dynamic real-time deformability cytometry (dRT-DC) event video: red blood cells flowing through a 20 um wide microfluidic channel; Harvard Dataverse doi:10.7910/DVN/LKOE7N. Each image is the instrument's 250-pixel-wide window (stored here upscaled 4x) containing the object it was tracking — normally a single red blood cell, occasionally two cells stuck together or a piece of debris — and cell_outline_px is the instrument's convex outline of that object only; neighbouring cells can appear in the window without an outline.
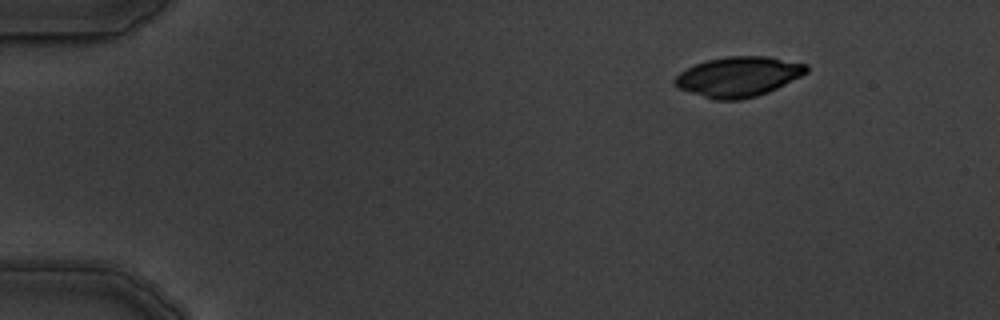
{"species": "common noctule bat (a hibernating species)", "species_latin": "Nyctalus noctula", "temperature_condition": "warm", "stored_images_in_passage": 4, "camera_frame_rate_fps": 3000, "um_per_image_px": 0.085, "animal": {"sex": "male", "body_mass_g": 19.5, "forearm_length_mm": 54.6}, "frame": {"image": 1, "passage_image": 1, "time_ms": 0.0, "image_size_px": [1000, 320], "cell_outline_px": [[808, 72], [768, 92], [756, 96], [740, 100], [712, 100], [680, 88], [672, 80], [680, 72], [696, 64], [708, 60], [728, 56], [768, 56], [808, 64]], "centroid_in_image_um": [62.78, 6.51], "position_along_channel_um": 22.2, "area_um2": 30.46}}